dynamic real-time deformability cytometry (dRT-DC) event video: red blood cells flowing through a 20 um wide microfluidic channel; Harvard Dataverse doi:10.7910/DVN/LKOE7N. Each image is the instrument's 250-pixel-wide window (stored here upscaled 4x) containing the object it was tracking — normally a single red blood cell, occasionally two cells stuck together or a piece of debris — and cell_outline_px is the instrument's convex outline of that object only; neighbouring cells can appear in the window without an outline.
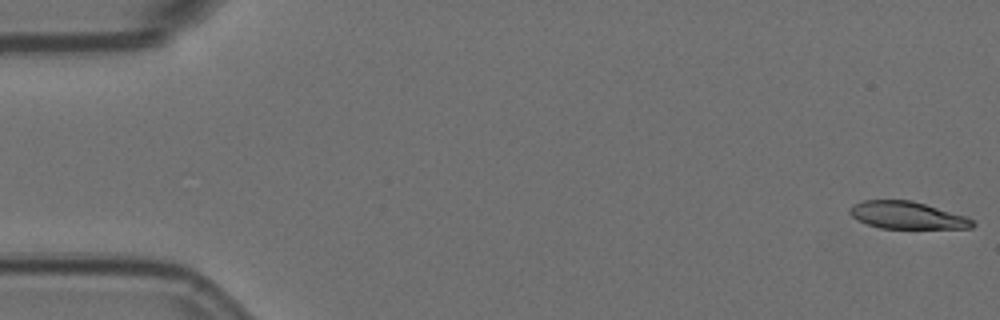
{"species": "Egyptian fruit bat (a non-hibernating species)", "species_latin": "Rousettus aegyptiacus", "temperature_condition": "room temperature", "stored_images_in_passage": 55, "camera_frame_rate_fps": 3000, "um_per_image_px": 0.085, "animal": {"sex": "female"}, "frame": {"image": 1, "passage_image": 1, "time_ms": 0.0, "image_size_px": [1000, 320], "cell_outline_px": [[976, 224], [972, 228], [880, 228], [868, 224], [852, 216], [848, 212], [848, 208], [852, 204], [864, 200], [912, 200], [968, 216]], "centroid_in_image_um": [77.12, 18.29], "position_along_channel_um": 7.9, "area_um2": 19.59}}
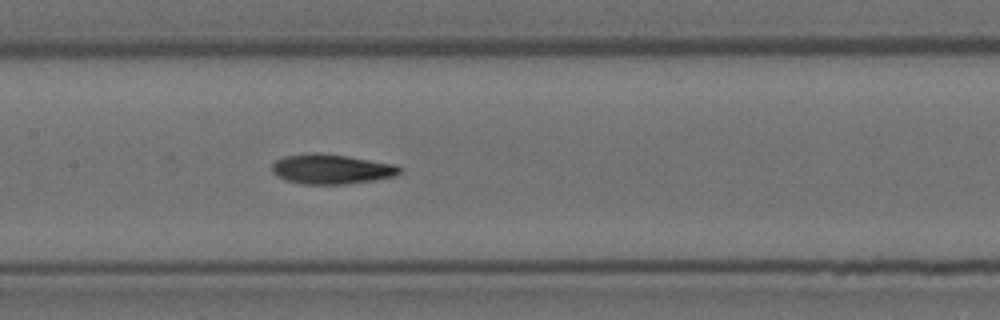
{"frame": {"image": 2, "passage_image": 27, "time_ms": 8.667, "image_size_px": [1000, 320], "cell_outline_px": [[404, 172], [396, 176], [372, 180], [344, 184], [304, 184], [288, 180], [276, 176], [272, 172], [272, 164], [276, 160], [284, 156], [312, 152], [316, 152], [348, 156], [396, 164], [404, 168]], "centroid_in_image_um": [28.22, 14.36], "position_along_channel_um": 179.2, "area_um2": 22.37}}
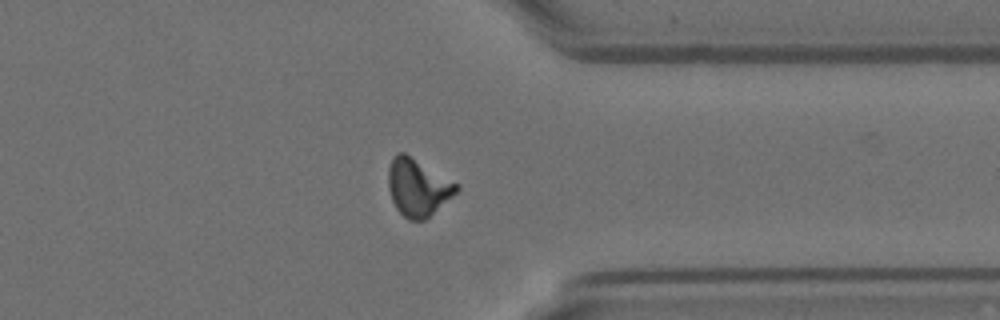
{"frame": {"image": 3, "passage_image": 44, "time_ms": 14.333, "image_size_px": [1000, 320], "cell_outline_px": [[460, 188], [452, 196], [424, 220], [408, 220], [396, 208], [392, 200], [388, 188], [388, 168], [392, 156], [396, 152], [404, 152], [460, 184]], "centroid_in_image_um": [35.5, 15.89], "position_along_channel_um": 375.9, "area_um2": 22.77}}